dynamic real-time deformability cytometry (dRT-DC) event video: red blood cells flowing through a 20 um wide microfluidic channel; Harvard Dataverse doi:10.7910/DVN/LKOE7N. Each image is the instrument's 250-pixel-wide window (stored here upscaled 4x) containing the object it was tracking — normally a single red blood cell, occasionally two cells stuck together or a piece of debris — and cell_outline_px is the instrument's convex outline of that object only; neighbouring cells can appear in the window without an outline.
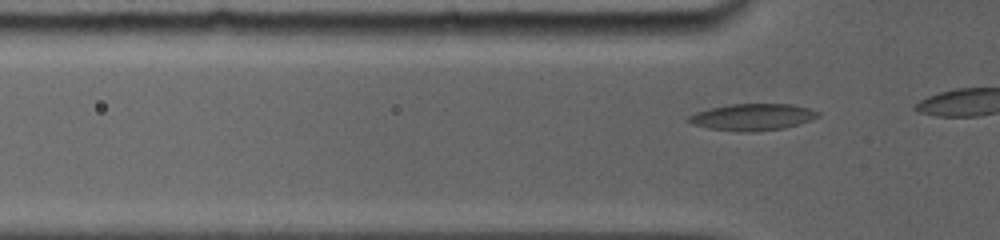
{"species": "common noctule bat (a hibernating species)", "species_latin": "Nyctalus noctula", "temperature_condition": "room temperature", "stored_images_in_passage": 8, "camera_frame_rate_fps": 5000, "um_per_image_px": 0.085, "animal": {"sex": "female", "body_mass_g": 19.0, "forearm_length_mm": 56.7}, "frame": {"image": 1, "passage_image": 3, "time_ms": 0.6, "image_size_px": [1000, 240], "cell_outline_px": [[820, 116], [812, 120], [784, 128], [748, 132], [708, 128], [692, 124], [684, 120], [688, 116], [696, 112], [728, 104], [792, 104], [808, 108], [820, 112]], "centroid_in_image_um": [63.96, 9.94], "position_along_channel_um": 61.8, "area_um2": 20.06}}